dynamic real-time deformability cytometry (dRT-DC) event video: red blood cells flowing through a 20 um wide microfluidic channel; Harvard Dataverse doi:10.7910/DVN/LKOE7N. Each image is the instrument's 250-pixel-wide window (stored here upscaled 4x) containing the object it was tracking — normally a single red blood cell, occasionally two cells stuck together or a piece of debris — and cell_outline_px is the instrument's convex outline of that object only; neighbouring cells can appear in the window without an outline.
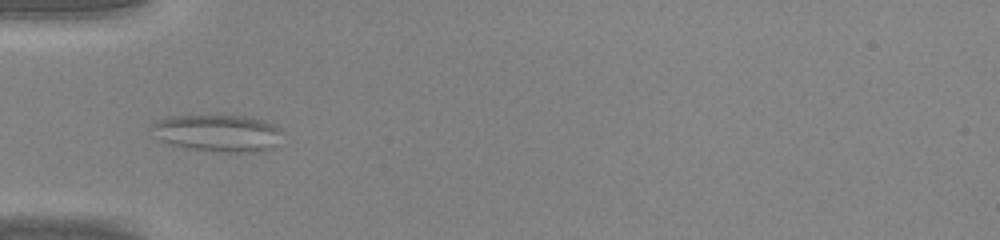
{"species": "common noctule bat (a hibernating species)", "species_latin": "Nyctalus noctula", "temperature_condition": "warm", "stored_images_in_passage": 32, "camera_frame_rate_fps": 3000, "um_per_image_px": 0.085, "animal": {"sex": "male", "body_mass_g": 20.0, "forearm_length_mm": 53.3}, "frame": {"image": 1, "passage_image": 2, "time_ms": 0.333, "image_size_px": [1000, 240], "cell_outline_px": [[280, 132], [276, 148], [264, 152], [224, 152], [188, 148], [172, 144], [160, 140], [148, 128], [148, 124], [156, 120], [168, 116], [244, 116], [264, 120], [276, 124], [280, 128]], "centroid_in_image_um": [18.51, 11.31], "position_along_channel_um": 66.5, "area_um2": 28.55}}
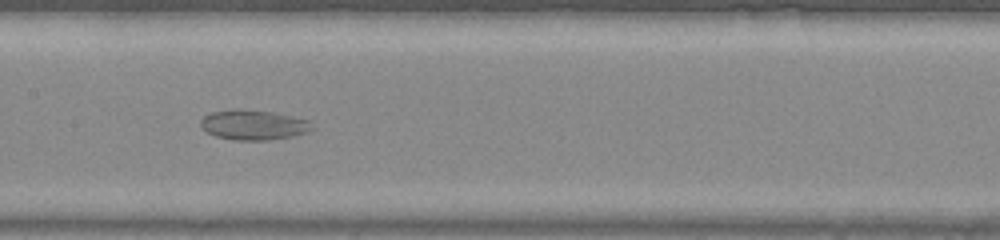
{"frame": {"image": 2, "passage_image": 10, "time_ms": 3.0, "image_size_px": [1000, 240], "cell_outline_px": [[312, 128], [308, 132], [292, 136], [268, 140], [232, 140], [216, 136], [208, 132], [200, 124], [200, 120], [204, 116], [212, 112], [236, 108], [272, 112], [292, 116], [308, 120]], "centroid_in_image_um": [21.52, 10.61], "position_along_channel_um": 185.9, "area_um2": 19.31}}
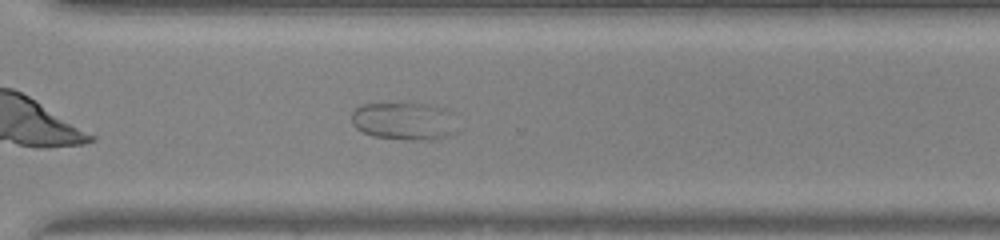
{"frame": {"image": 3, "passage_image": 20, "time_ms": 6.333, "image_size_px": [1000, 240], "cell_outline_px": [[464, 128], [460, 132], [448, 136], [420, 140], [412, 140], [372, 136], [356, 128], [352, 124], [352, 112], [356, 108], [364, 104], [420, 104], [448, 108], [452, 112]], "centroid_in_image_um": [34.5, 10.31], "position_along_channel_um": 336.1, "area_um2": 23.76}}